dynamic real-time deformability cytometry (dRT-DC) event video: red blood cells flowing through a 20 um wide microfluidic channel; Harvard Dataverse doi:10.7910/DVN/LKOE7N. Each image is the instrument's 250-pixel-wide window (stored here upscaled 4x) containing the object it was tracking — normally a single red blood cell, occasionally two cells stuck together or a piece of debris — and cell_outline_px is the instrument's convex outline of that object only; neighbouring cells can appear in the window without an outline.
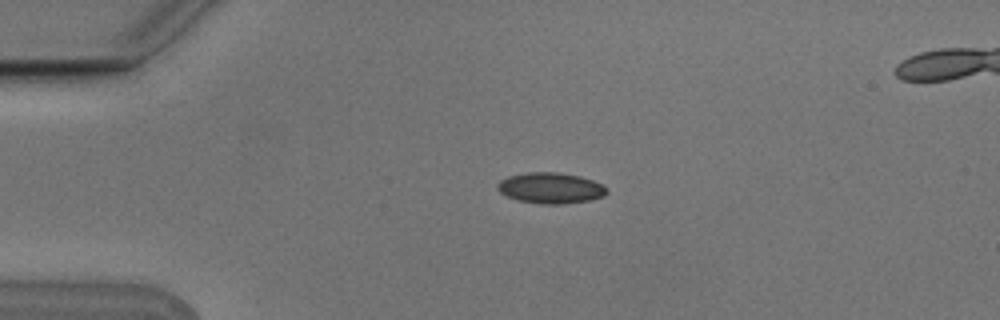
{"species": "Egyptian fruit bat (a non-hibernating species)", "species_latin": "Rousettus aegyptiacus", "temperature_condition": "cold", "stored_images_in_passage": 3, "camera_frame_rate_fps": 3000, "um_per_image_px": 0.085, "animal": {"sex": "male"}, "frame": {"image": 1, "passage_image": 1, "time_ms": 0.0, "image_size_px": [1000, 320], "cell_outline_px": [[608, 192], [604, 196], [588, 200], [560, 204], [544, 204], [520, 200], [508, 196], [500, 192], [496, 188], [496, 184], [500, 180], [508, 176], [528, 172], [560, 172], [580, 176], [592, 180], [608, 188]], "centroid_in_image_um": [46.8, 15.97], "position_along_channel_um": 38.2, "area_um2": 19.54}}